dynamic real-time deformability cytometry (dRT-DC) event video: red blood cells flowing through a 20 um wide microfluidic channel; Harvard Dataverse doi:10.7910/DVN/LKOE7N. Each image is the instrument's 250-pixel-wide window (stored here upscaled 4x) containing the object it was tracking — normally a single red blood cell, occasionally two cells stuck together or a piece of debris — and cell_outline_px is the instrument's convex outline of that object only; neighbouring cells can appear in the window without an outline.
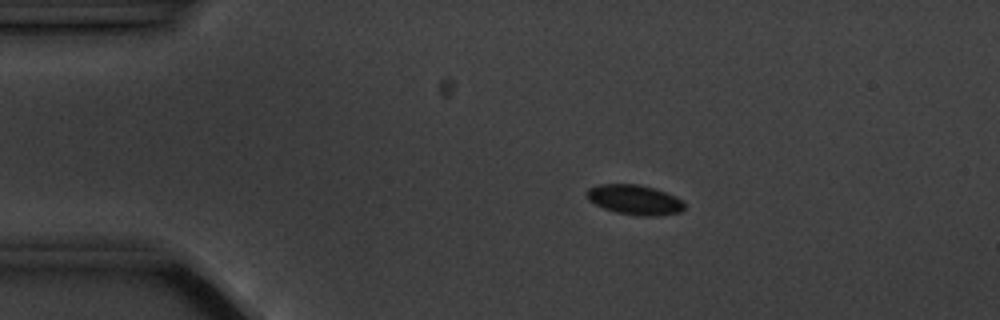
{"species": "common noctule bat (a hibernating species)", "species_latin": "Nyctalus noctula", "temperature_condition": "cold", "stored_images_in_passage": 9, "camera_frame_rate_fps": 3000, "um_per_image_px": 0.085, "animal": {"sex": "male", "body_mass_g": 20.1, "forearm_length_mm": 53.5}, "frame": {"image": 1, "passage_image": 3, "time_ms": 2.333, "image_size_px": [1000, 320], "cell_outline_px": [[684, 208], [680, 212], [656, 216], [644, 216], [616, 212], [604, 208], [588, 200], [584, 192], [588, 188], [600, 184], [636, 184], [652, 188], [676, 196], [684, 200]], "centroid_in_image_um": [53.93, 16.97], "position_along_channel_um": 31.1, "area_um2": 16.94}}